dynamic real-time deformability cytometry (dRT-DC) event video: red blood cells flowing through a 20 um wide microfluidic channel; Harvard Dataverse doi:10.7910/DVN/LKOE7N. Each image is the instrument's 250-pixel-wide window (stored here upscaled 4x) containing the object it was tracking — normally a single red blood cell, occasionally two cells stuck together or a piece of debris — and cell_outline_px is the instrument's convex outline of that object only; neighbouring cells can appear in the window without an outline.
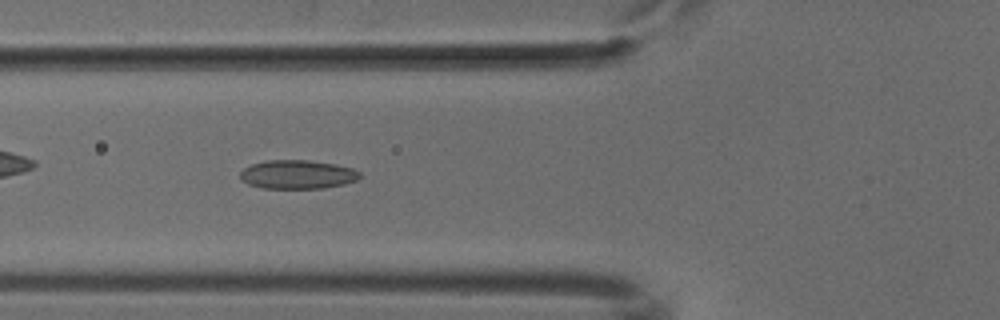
{"species": "common noctule bat (a hibernating species)", "species_latin": "Nyctalus noctula", "temperature_condition": "cold", "stored_images_in_passage": 51, "camera_frame_rate_fps": 3000, "um_per_image_px": 0.085, "animal": {"sex": "male", "body_mass_g": 18.8}, "frame": {"image": 1, "passage_image": 18, "time_ms": 5.667, "image_size_px": [1000, 320], "cell_outline_px": [[360, 176], [356, 180], [344, 184], [324, 188], [264, 188], [248, 184], [240, 180], [240, 172], [244, 168], [252, 164], [268, 160], [308, 160], [336, 164], [352, 168], [360, 172]], "centroid_in_image_um": [25.27, 14.83], "position_along_channel_um": 100.5, "area_um2": 20.06}}
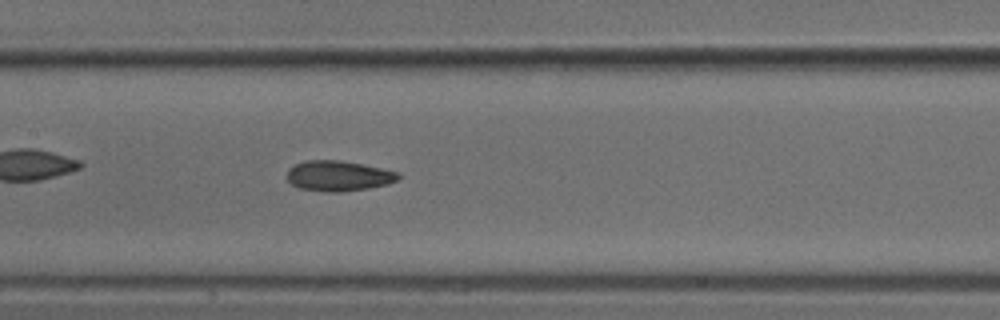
{"frame": {"image": 2, "passage_image": 24, "time_ms": 7.667, "image_size_px": [1000, 320], "cell_outline_px": [[400, 176], [396, 180], [388, 184], [368, 188], [340, 192], [324, 192], [296, 188], [288, 180], [288, 168], [296, 164], [308, 160], [340, 160], [400, 172]], "centroid_in_image_um": [28.75, 14.96], "position_along_channel_um": 178.7, "area_um2": 19.65}}
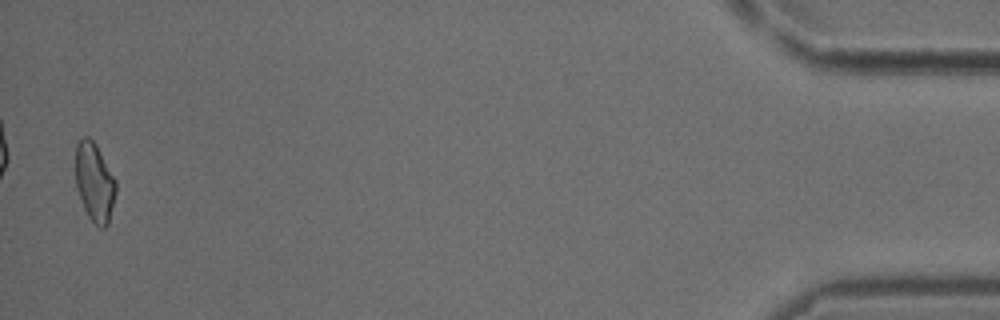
{"frame": {"image": 3, "passage_image": 50, "time_ms": 16.333, "image_size_px": [1000, 320], "cell_outline_px": [[116, 192], [108, 224], [104, 228], [100, 228], [88, 216], [84, 208], [76, 188], [76, 144], [84, 136], [88, 136], [96, 144], [116, 180]], "centroid_in_image_um": [8.04, 15.48], "position_along_channel_um": 427.2, "area_um2": 18.44}}